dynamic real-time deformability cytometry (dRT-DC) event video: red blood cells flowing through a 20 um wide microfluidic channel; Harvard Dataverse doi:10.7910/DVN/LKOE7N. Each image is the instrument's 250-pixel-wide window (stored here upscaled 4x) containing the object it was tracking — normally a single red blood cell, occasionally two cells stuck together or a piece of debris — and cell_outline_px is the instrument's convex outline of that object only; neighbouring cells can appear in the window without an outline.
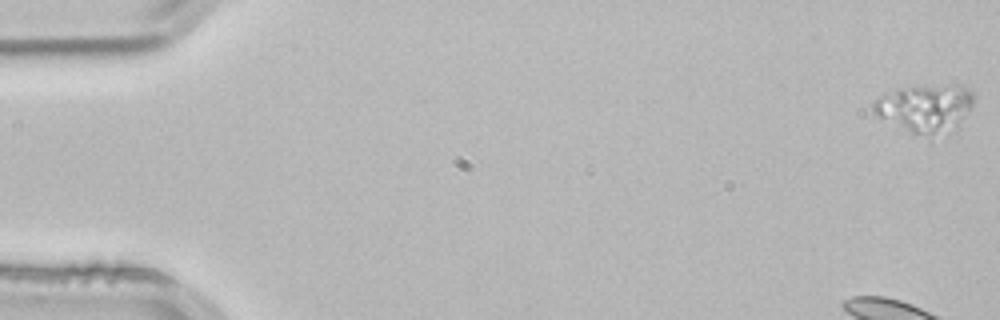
{"species": "common noctule bat (a hibernating species)", "species_latin": "Nyctalus noctula", "temperature_condition": "room temperature", "stored_images_in_passage": 17, "camera_frame_rate_fps": 3000, "um_per_image_px": 0.085, "animal": {"sex": "male", "body_mass_g": 21.5, "forearm_length_mm": 52.0}, "frame": {"image": 1, "passage_image": 1, "time_ms": 0.0, "image_size_px": [1000, 320], "cell_outline_px": [[976, 96], [972, 104], [956, 132], [912, 132], [880, 116], [872, 108], [872, 104], [884, 92], [900, 88], [968, 88], [976, 92]], "centroid_in_image_um": [78.69, 9.19], "position_along_channel_um": 6.3, "area_um2": 26.3}}
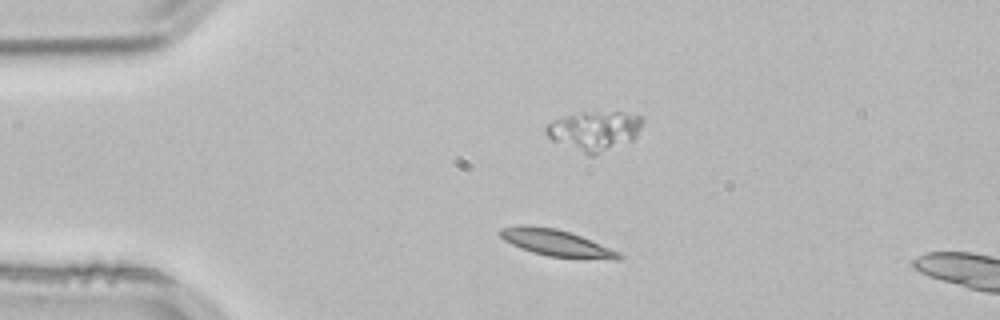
{"frame": {"image": 2, "passage_image": 12, "time_ms": 3.667, "image_size_px": [1000, 320], "cell_outline_px": [[624, 256], [620, 260], [612, 260], [548, 256], [532, 252], [520, 248], [504, 240], [496, 232], [500, 228], [520, 224], [524, 224], [556, 228], [580, 236], [620, 252]], "centroid_in_image_um": [47.25, 20.64], "position_along_channel_um": 37.7, "area_um2": 18.55}}